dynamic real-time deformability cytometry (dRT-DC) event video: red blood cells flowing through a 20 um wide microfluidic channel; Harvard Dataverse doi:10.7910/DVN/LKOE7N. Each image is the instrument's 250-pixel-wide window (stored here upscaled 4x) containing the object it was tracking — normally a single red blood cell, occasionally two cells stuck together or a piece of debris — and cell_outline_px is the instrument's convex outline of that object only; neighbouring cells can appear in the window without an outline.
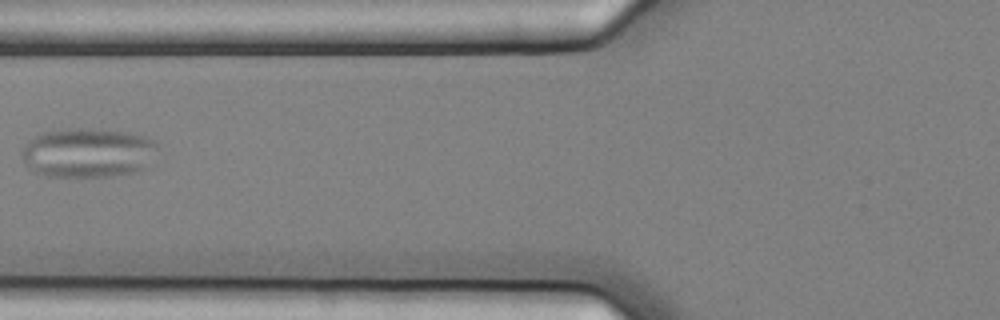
{"species": "common noctule bat (a hibernating species)", "species_latin": "Nyctalus noctula", "temperature_condition": "cold", "stored_images_in_passage": 7, "camera_frame_rate_fps": 3000, "um_per_image_px": 0.085, "animal": {"sex": "female", "body_mass_g": 25.1}, "frame": {"image": 1, "passage_image": 7, "time_ms": 2.0, "image_size_px": [1000, 320], "cell_outline_px": [[156, 144], [144, 168], [132, 172], [108, 176], [44, 176], [36, 172], [24, 160], [20, 152], [28, 140], [44, 132], [68, 128], [80, 128], [124, 132], [144, 136], [152, 140]], "centroid_in_image_um": [7.39, 12.97], "position_along_channel_um": 118.4, "area_um2": 38.21}}